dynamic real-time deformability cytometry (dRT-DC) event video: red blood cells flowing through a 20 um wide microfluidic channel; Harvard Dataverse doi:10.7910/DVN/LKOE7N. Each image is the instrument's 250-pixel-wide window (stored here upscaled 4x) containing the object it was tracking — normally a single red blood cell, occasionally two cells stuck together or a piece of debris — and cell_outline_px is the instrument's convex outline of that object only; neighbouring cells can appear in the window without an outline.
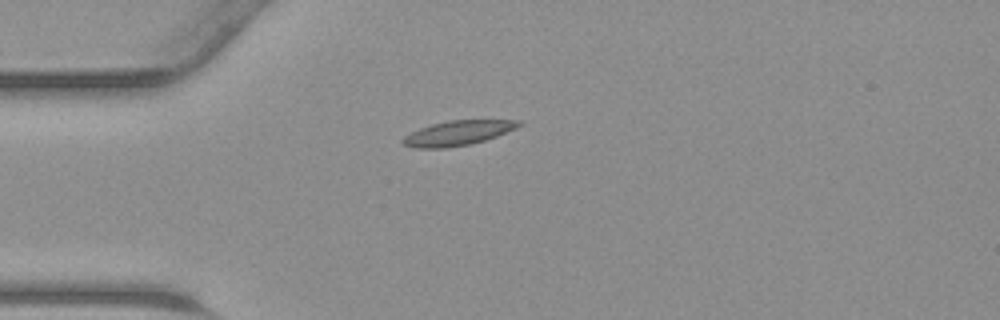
{"species": "common noctule bat (a hibernating species)", "species_latin": "Nyctalus noctula", "temperature_condition": "warm", "stored_images_in_passage": 34, "camera_frame_rate_fps": 3000, "um_per_image_px": 0.085, "animal": {"sex": "male", "body_mass_g": 23.1, "forearm_length_mm": 52.7}, "frame": {"image": 1, "passage_image": 1, "time_ms": 0.0, "image_size_px": [1000, 320], "cell_outline_px": [[524, 124], [516, 128], [496, 136], [484, 140], [468, 144], [444, 148], [416, 148], [404, 144], [400, 140], [404, 136], [420, 128], [432, 124], [448, 120], [520, 120]], "centroid_in_image_um": [38.92, 11.3], "position_along_channel_um": 46.1, "area_um2": 16.53}}
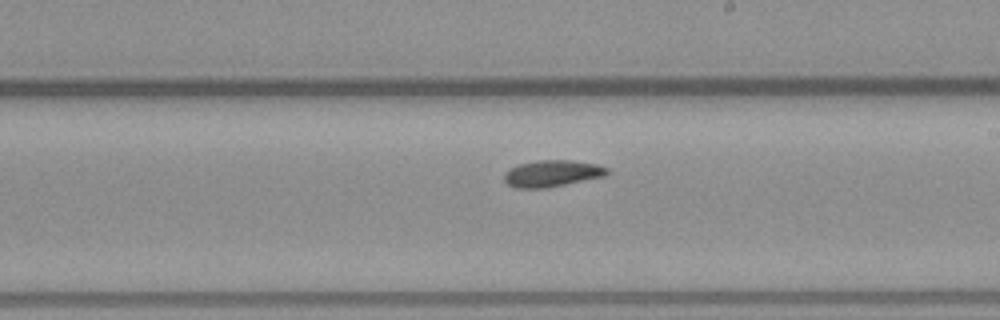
{"frame": {"image": 2, "passage_image": 15, "time_ms": 4.667, "image_size_px": [1000, 320], "cell_outline_px": [[608, 172], [604, 176], [544, 188], [516, 188], [508, 184], [504, 180], [504, 172], [508, 168], [520, 164], [536, 160], [572, 160], [600, 164], [608, 168]], "centroid_in_image_um": [46.91, 14.73], "position_along_channel_um": 242.1, "area_um2": 15.95}}
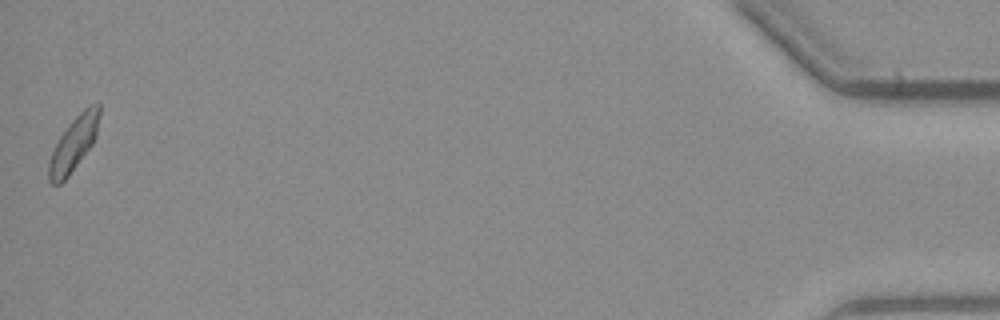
{"frame": {"image": 3, "passage_image": 34, "time_ms": 11.0, "image_size_px": [1000, 320], "cell_outline_px": [[100, 116], [96, 136], [92, 144], [68, 176], [60, 184], [52, 184], [48, 180], [48, 164], [52, 152], [60, 136], [72, 120], [88, 104], [100, 104]], "centroid_in_image_um": [6.27, 12.21], "position_along_channel_um": 428.9, "area_um2": 15.78}}